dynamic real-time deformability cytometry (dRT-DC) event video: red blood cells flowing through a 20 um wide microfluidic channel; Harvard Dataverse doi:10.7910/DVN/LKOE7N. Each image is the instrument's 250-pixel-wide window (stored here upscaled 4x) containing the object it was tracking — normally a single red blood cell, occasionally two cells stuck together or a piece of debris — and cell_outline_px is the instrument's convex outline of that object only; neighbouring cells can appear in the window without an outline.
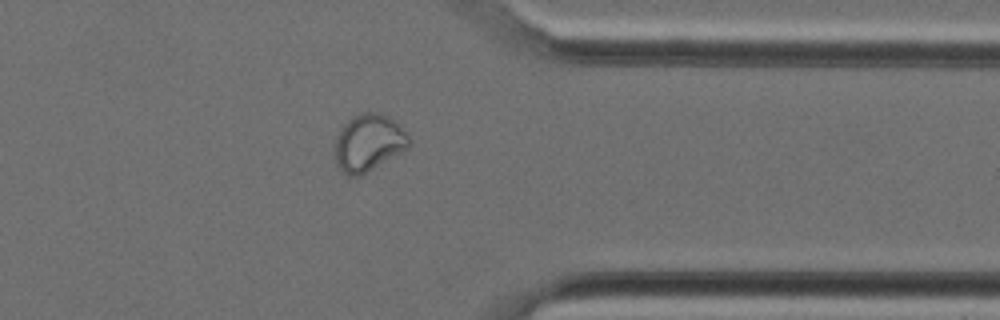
{"species": "Egyptian fruit bat (a non-hibernating species)", "species_latin": "Rousettus aegyptiacus", "temperature_condition": "cold", "stored_images_in_passage": 30, "camera_frame_rate_fps": 3000, "um_per_image_px": 0.085, "animal": {"sex": "female"}, "frame": {"image": 1, "passage_image": 22, "time_ms": 7.0, "image_size_px": [1000, 320], "cell_outline_px": [[408, 148], [360, 176], [348, 176], [336, 164], [336, 136], [344, 124], [348, 120], [360, 112], [376, 112], [388, 116], [400, 124], [408, 136]], "centroid_in_image_um": [31.33, 12.12], "position_along_channel_um": 380.1, "area_um2": 24.33}}
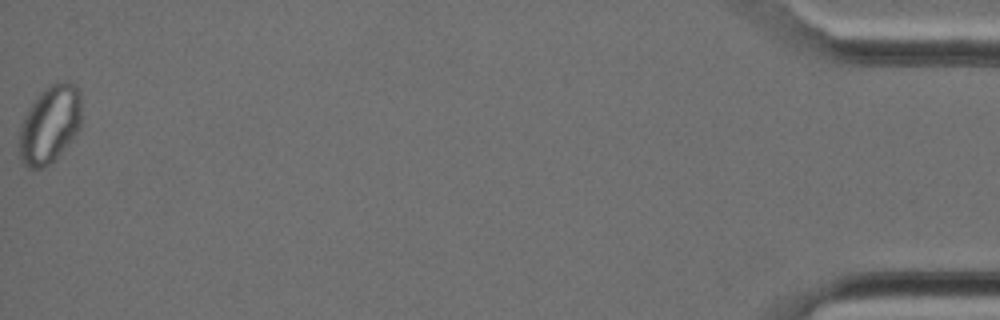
{"frame": {"image": 2, "passage_image": 30, "time_ms": 9.667, "image_size_px": [1000, 320], "cell_outline_px": [[80, 128], [56, 160], [44, 168], [28, 168], [20, 160], [20, 124], [28, 108], [40, 92], [48, 84], [56, 80], [72, 80], [76, 84], [80, 92]], "centroid_in_image_um": [4.25, 10.53], "position_along_channel_um": 431.0, "area_um2": 28.73}}